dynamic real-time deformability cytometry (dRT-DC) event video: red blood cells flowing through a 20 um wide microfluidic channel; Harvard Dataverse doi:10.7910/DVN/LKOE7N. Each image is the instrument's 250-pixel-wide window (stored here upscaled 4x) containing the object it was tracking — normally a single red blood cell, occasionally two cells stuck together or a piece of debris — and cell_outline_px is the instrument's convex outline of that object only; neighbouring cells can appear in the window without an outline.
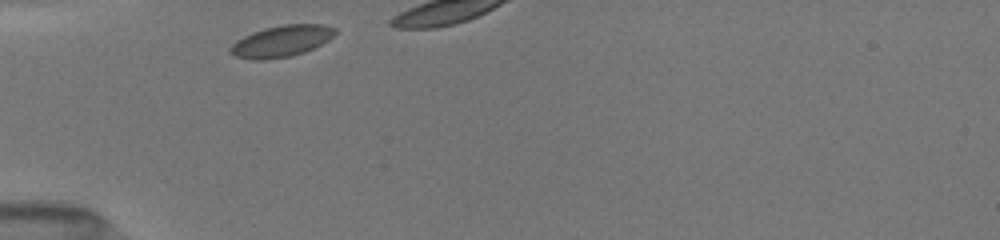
{"species": "common noctule bat (a hibernating species)", "species_latin": "Nyctalus noctula", "temperature_condition": "room temperature", "stored_images_in_passage": 3, "camera_frame_rate_fps": 3000, "um_per_image_px": 0.085, "animal": {"sex": "female", "body_mass_g": 19.5, "forearm_length_mm": 54.1}, "frame": {"image": 1, "passage_image": 1, "time_ms": 0.0, "image_size_px": [1000, 240], "cell_outline_px": [[336, 32], [328, 40], [304, 52], [292, 56], [268, 60], [252, 60], [236, 56], [228, 52], [228, 48], [236, 40], [252, 32], [264, 28], [284, 24], [324, 24], [336, 28]], "centroid_in_image_um": [23.88, 3.5], "position_along_channel_um": 61.1, "area_um2": 19.31}}